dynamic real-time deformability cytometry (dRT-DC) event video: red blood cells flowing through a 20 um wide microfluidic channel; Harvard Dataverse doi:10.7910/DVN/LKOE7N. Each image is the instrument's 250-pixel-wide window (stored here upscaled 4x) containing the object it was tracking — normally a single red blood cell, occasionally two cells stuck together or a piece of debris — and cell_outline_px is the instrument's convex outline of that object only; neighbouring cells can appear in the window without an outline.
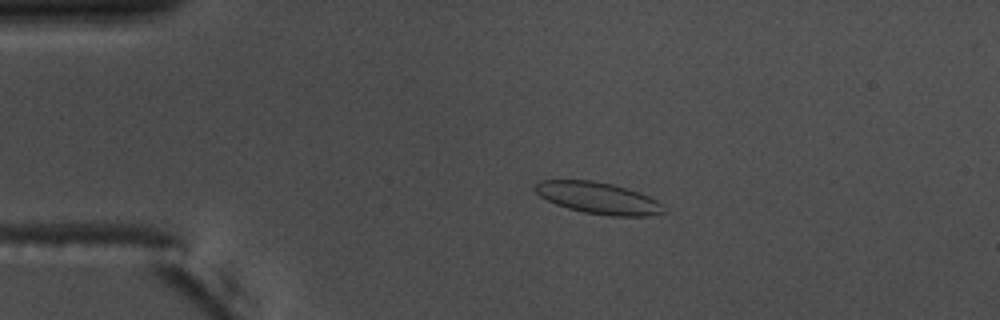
{"species": "common noctule bat (a hibernating species)", "species_latin": "Nyctalus noctula", "temperature_condition": "warm", "stored_images_in_passage": 51, "camera_frame_rate_fps": 3000, "um_per_image_px": 0.085, "animal": {"sex": "male", "body_mass_g": 17.5, "forearm_length_mm": 52.3}, "frame": {"image": 1, "passage_image": 7, "time_ms": 2.0, "image_size_px": [1000, 320], "cell_outline_px": [[668, 212], [648, 216], [608, 216], [584, 212], [568, 208], [556, 204], [540, 196], [532, 188], [540, 180], [592, 180], [612, 184], [648, 196], [664, 204]], "centroid_in_image_um": [50.87, 16.84], "position_along_channel_um": 34.1, "area_um2": 23.7}}
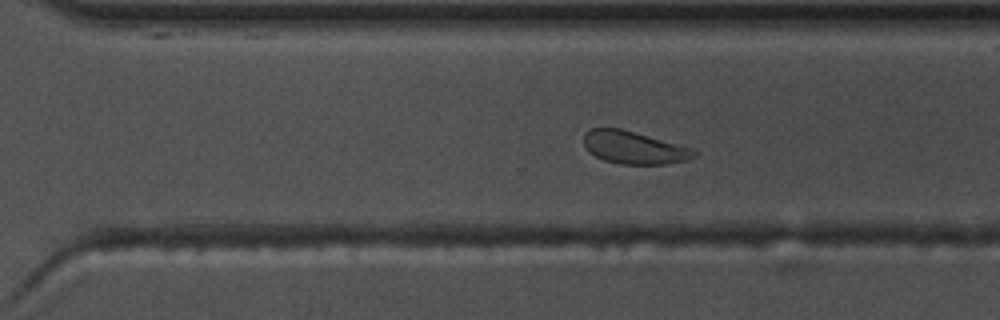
{"frame": {"image": 2, "passage_image": 34, "time_ms": 11.0, "image_size_px": [1000, 320], "cell_outline_px": [[696, 156], [688, 160], [664, 164], [620, 164], [604, 160], [588, 152], [584, 144], [584, 132], [592, 128], [620, 128], [696, 148]], "centroid_in_image_um": [53.92, 12.54], "position_along_channel_um": 316.7, "area_um2": 21.21}}
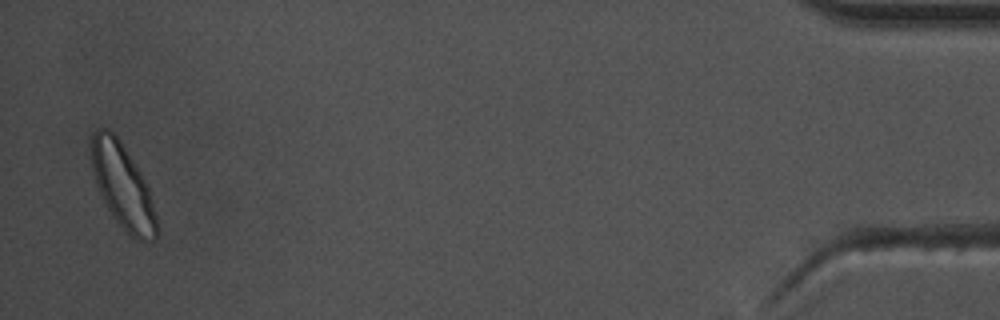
{"frame": {"image": 3, "passage_image": 50, "time_ms": 16.333, "image_size_px": [1000, 320], "cell_outline_px": [[156, 240], [136, 240], [112, 216], [104, 204], [96, 184], [92, 168], [92, 132], [96, 128], [108, 128], [120, 140], [140, 172], [148, 188], [152, 200], [156, 216]], "centroid_in_image_um": [10.41, 15.81], "position_along_channel_um": 424.8, "area_um2": 31.62}, "authors_computed_cell_mechanics": {"area_um2": 22.4842, "velocity_mm_per_s": 3.6335, "shape_relaxation_time_tau1_ms": 4.2013, "shape_relaxation_time_tau2_ms": 1.4475, "deformation_change_tau1": 0.095, "deformation_change_tau2": 0.0598}}